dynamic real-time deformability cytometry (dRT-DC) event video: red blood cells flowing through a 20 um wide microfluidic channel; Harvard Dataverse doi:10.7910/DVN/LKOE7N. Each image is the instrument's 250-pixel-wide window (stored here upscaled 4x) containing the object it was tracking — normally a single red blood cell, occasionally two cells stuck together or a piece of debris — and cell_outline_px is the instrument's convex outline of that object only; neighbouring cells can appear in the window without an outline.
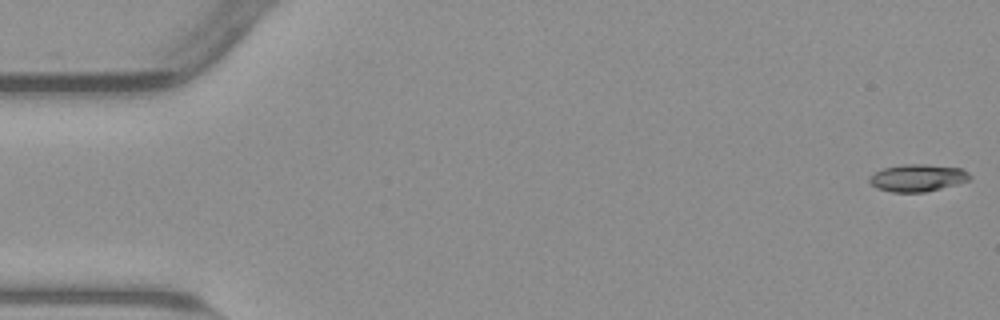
{"species": "common noctule bat (a hibernating species)", "species_latin": "Nyctalus noctula", "temperature_condition": "warm", "stored_images_in_passage": 47, "camera_frame_rate_fps": 3000, "um_per_image_px": 0.085, "animal": {"sex": "male", "body_mass_g": 23.1, "forearm_length_mm": 52.7}, "frame": {"image": 1, "passage_image": 1, "time_ms": 0.0, "image_size_px": [1000, 320], "cell_outline_px": [[972, 176], [968, 180], [956, 184], [924, 192], [892, 192], [876, 188], [868, 180], [868, 176], [884, 168], [904, 164], [928, 164], [960, 168], [968, 172]], "centroid_in_image_um": [77.97, 15.11], "position_along_channel_um": 7.0, "area_um2": 15.84}}
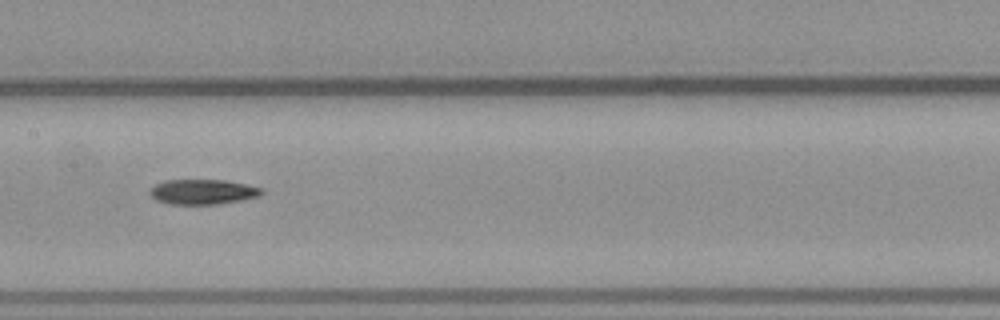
{"frame": {"image": 2, "passage_image": 27, "time_ms": 8.667, "image_size_px": [1000, 320], "cell_outline_px": [[264, 192], [260, 196], [220, 204], [168, 204], [156, 200], [148, 192], [156, 184], [164, 180], [224, 180], [264, 188]], "centroid_in_image_um": [17.24, 16.31], "position_along_channel_um": 190.2, "area_um2": 16.3}}
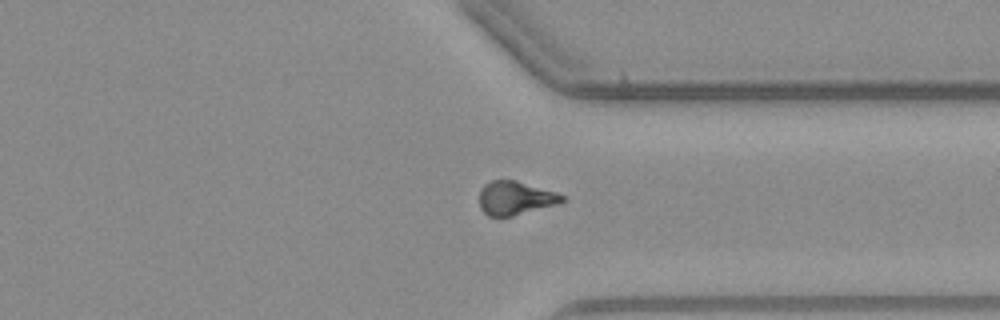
{"frame": {"image": 3, "passage_image": 41, "time_ms": 13.333, "image_size_px": [1000, 320], "cell_outline_px": [[564, 200], [552, 204], [512, 216], [488, 216], [480, 208], [480, 188], [484, 184], [492, 180], [516, 180], [556, 192], [564, 196]], "centroid_in_image_um": [43.73, 16.81], "position_along_channel_um": 367.7, "area_um2": 15.84}}